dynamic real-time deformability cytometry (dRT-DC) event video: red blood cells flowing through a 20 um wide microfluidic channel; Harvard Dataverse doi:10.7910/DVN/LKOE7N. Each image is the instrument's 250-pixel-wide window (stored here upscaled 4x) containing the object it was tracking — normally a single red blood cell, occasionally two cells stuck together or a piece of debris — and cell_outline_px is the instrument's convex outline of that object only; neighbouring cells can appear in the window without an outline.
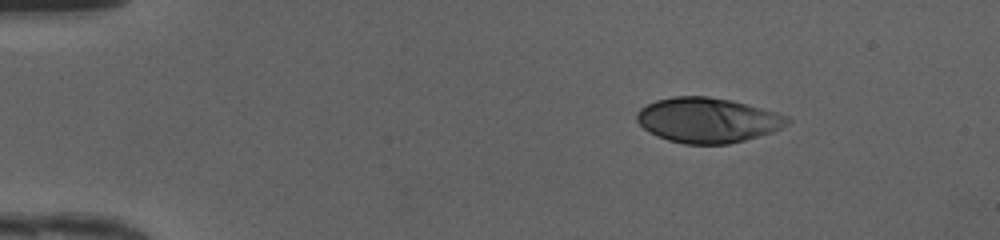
{"species": "human", "species_latin": "Homo sapiens", "temperature_condition": "cold", "stored_images_in_passage": 42, "camera_frame_rate_fps": 3000, "um_per_image_px": 0.085, "donor": {"sex": "female"}, "frame": {"image": 1, "passage_image": 1, "time_ms": 0.0, "image_size_px": [1000, 240], "cell_outline_px": [[792, 120], [780, 128], [772, 132], [744, 140], [728, 144], [684, 144], [668, 140], [656, 136], [648, 132], [636, 120], [636, 112], [640, 108], [656, 100], [672, 96], [708, 96], [732, 100], [776, 112], [788, 116]], "centroid_in_image_um": [60.12, 10.21], "position_along_channel_um": 24.9, "area_um2": 39.54}}
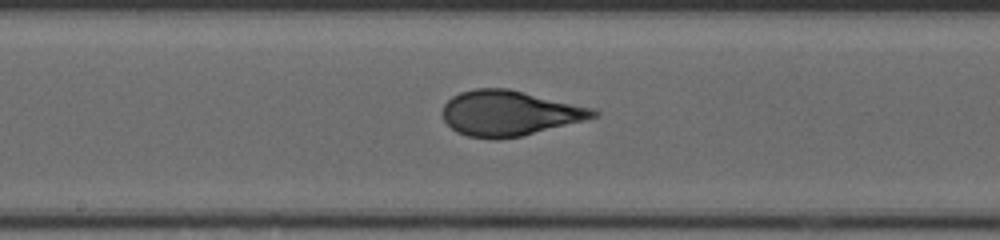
{"frame": {"image": 2, "passage_image": 20, "time_ms": 6.333, "image_size_px": [1000, 240], "cell_outline_px": [[600, 116], [520, 136], [496, 140], [468, 136], [456, 132], [444, 120], [440, 112], [444, 104], [452, 96], [460, 92], [476, 88], [508, 88], [596, 108], [600, 112]], "centroid_in_image_um": [43.29, 9.61], "position_along_channel_um": 204.9, "area_um2": 40.0}}
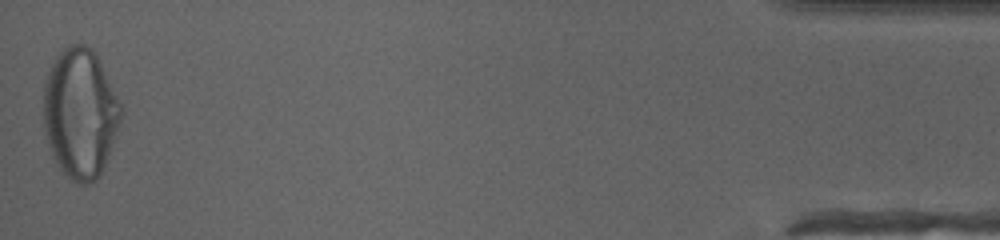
{"frame": {"image": 3, "passage_image": 42, "time_ms": 13.667, "image_size_px": [1000, 240], "cell_outline_px": [[124, 112], [100, 176], [96, 180], [88, 184], [80, 184], [72, 180], [60, 168], [52, 156], [44, 132], [44, 84], [48, 72], [56, 56], [68, 44], [84, 44], [92, 48], [96, 52], [124, 108]], "centroid_in_image_um": [6.83, 9.6], "position_along_channel_um": 428.4, "area_um2": 58.9}, "authors_computed_cell_mechanics": {"area_um2": 39.6797, "velocity_mm_per_s": 4.2067, "shape_relaxation_time_tau1_ms": 5.7884, "shape_relaxation_time_tau2_ms": null, "deformation_change_tau1": 0.2458, "deformation_change_tau2": null}}